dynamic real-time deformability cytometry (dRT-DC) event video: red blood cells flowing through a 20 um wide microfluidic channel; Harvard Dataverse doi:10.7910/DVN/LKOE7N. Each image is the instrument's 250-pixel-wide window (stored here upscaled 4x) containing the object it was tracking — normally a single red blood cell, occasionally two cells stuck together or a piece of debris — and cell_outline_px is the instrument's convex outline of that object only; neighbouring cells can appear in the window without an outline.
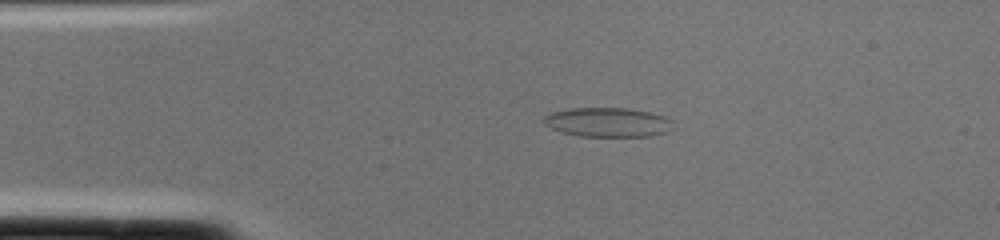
{"species": "common noctule bat (a hibernating species)", "species_latin": "Nyctalus noctula", "temperature_condition": "cold", "stored_images_in_passage": 1, "camera_frame_rate_fps": 3000, "um_per_image_px": 0.085, "animal": {"sex": "female", "body_mass_g": 22.0, "forearm_length_mm": 56.7}, "frame": {"image": 1, "passage_image": 1, "time_ms": 0.0, "image_size_px": [1000, 240], "cell_outline_px": [[672, 120], [664, 132], [652, 136], [580, 136], [564, 132], [552, 128], [544, 124], [544, 116], [552, 112], [568, 108], [628, 108], [652, 112], [664, 116]], "centroid_in_image_um": [51.62, 10.37], "position_along_channel_um": 33.4, "area_um2": 21.79}}